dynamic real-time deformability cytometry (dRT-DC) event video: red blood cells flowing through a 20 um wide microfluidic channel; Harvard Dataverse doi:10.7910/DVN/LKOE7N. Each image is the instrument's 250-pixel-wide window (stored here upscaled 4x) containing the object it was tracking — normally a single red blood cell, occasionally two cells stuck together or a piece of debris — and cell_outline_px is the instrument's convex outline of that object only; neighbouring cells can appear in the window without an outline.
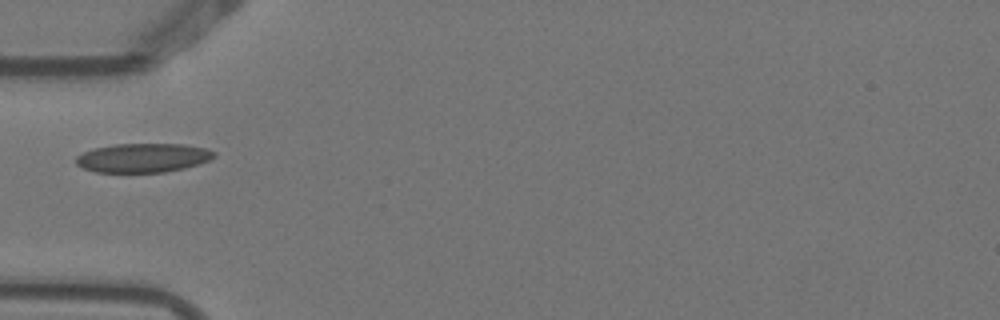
{"species": "Egyptian fruit bat (a non-hibernating species)", "species_latin": "Rousettus aegyptiacus", "temperature_condition": "warm", "stored_images_in_passage": 3, "camera_frame_rate_fps": 3000, "um_per_image_px": 0.085, "animal": {"sex": "female"}, "frame": {"image": 1, "passage_image": 3, "time_ms": 0.667, "image_size_px": [1000, 320], "cell_outline_px": [[216, 156], [200, 164], [184, 168], [164, 172], [96, 172], [84, 168], [76, 164], [76, 156], [92, 148], [116, 144], [184, 144], [204, 148], [216, 152]], "centroid_in_image_um": [12.16, 13.41], "position_along_channel_um": 72.8, "area_um2": 23.35}}